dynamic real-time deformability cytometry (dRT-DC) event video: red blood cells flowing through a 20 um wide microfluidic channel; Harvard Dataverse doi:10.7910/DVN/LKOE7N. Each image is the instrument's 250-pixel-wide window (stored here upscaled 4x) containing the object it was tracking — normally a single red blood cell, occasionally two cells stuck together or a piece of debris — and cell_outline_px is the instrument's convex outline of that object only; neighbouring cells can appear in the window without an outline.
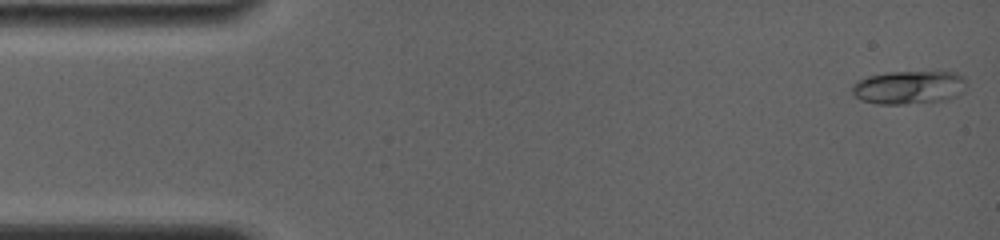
{"species": "common noctule bat (a hibernating species)", "species_latin": "Nyctalus noctula", "temperature_condition": "room temperature", "stored_images_in_passage": 74, "camera_frame_rate_fps": 4000, "um_per_image_px": 0.085, "animal": {"sex": "female", "body_mass_g": 19.0, "forearm_length_mm": 56.7}, "frame": {"image": 1, "passage_image": 1, "time_ms": 0.0, "image_size_px": [1000, 240], "cell_outline_px": [[968, 80], [964, 92], [956, 96], [944, 100], [904, 104], [876, 104], [860, 100], [852, 92], [852, 84], [868, 76], [888, 72], [956, 72], [964, 76]], "centroid_in_image_um": [77.3, 7.42], "position_along_channel_um": 7.7, "area_um2": 22.43}}
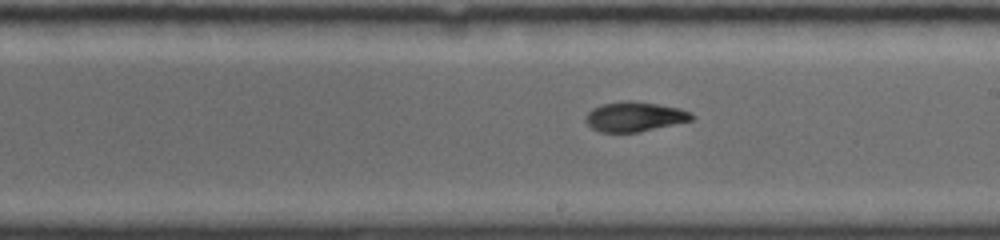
{"frame": {"image": 2, "passage_image": 47, "time_ms": 9.0, "image_size_px": [1000, 240], "cell_outline_px": [[696, 116], [692, 120], [636, 132], [600, 132], [592, 128], [584, 120], [588, 112], [592, 108], [604, 104], [628, 100], [656, 104], [680, 108], [692, 112]], "centroid_in_image_um": [53.95, 9.91], "position_along_channel_um": 235.1, "area_um2": 18.15}}
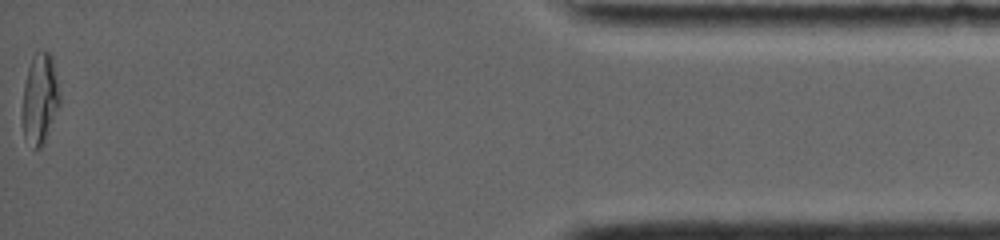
{"frame": {"image": 3, "passage_image": 74, "time_ms": 16.0, "image_size_px": [1000, 240], "cell_outline_px": [[60, 104], [44, 144], [40, 148], [32, 148], [24, 140], [20, 116], [24, 84], [28, 68], [32, 56], [36, 52], [48, 52], [52, 56], [60, 92]], "centroid_in_image_um": [3.36, 8.47], "position_along_channel_um": 431.8, "area_um2": 20.35}, "authors_computed_cell_mechanics": {"area_um2": 18.4382, "velocity_mm_per_s": 3.851, "shape_relaxation_time_tau1_ms": null, "shape_relaxation_time_tau2_ms": 1.2983, "deformation_change_tau1": null, "deformation_change_tau2": 0.0525}}